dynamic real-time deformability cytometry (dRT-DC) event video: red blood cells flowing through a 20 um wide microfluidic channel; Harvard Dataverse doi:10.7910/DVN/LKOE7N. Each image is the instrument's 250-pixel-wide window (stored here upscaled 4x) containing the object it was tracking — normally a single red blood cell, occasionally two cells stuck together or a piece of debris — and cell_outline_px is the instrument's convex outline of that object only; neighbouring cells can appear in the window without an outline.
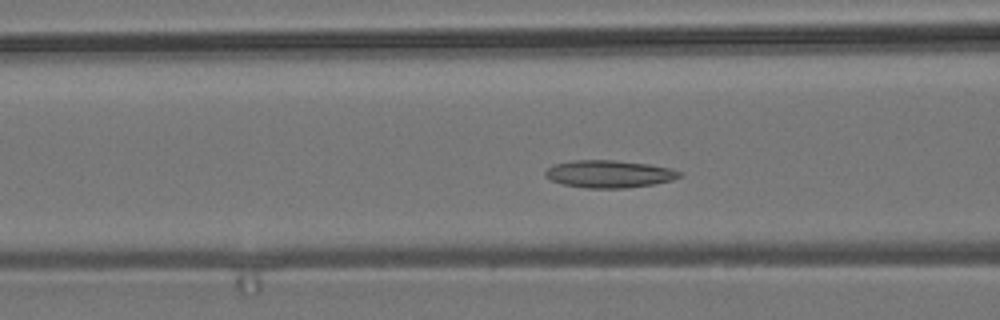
{"species": "common noctule bat (a hibernating species)", "species_latin": "Nyctalus noctula", "temperature_condition": "room temperature", "stored_images_in_passage": 51, "camera_frame_rate_fps": 3000, "um_per_image_px": 0.085, "animal": {"sex": "male", "body_mass_g": 19.2, "forearm_length_mm": 51.8}, "frame": {"image": 1, "passage_image": 17, "time_ms": 5.333, "image_size_px": [1000, 320], "cell_outline_px": [[684, 176], [672, 180], [652, 184], [624, 188], [584, 188], [564, 184], [552, 180], [544, 176], [544, 172], [548, 168], [556, 164], [572, 160], [612, 160], [648, 164], [672, 168], [684, 172]], "centroid_in_image_um": [51.82, 14.78], "position_along_channel_um": 114.8, "area_um2": 21.5}}
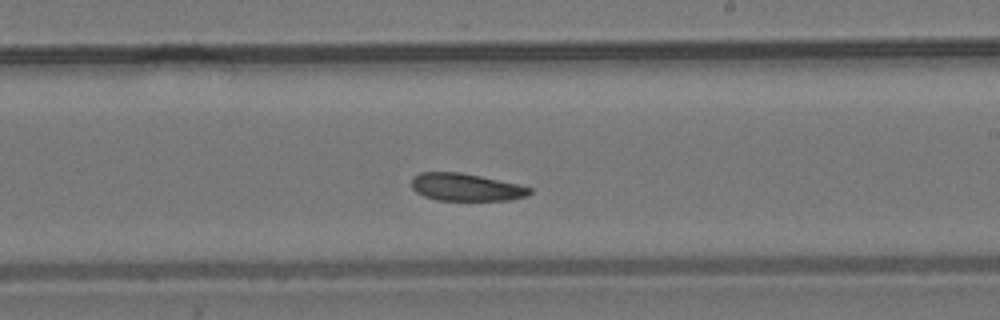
{"frame": {"image": 2, "passage_image": 28, "time_ms": 9.0, "image_size_px": [1000, 320], "cell_outline_px": [[532, 192], [528, 196], [508, 200], [436, 200], [424, 196], [416, 192], [412, 188], [412, 176], [420, 172], [460, 172], [520, 184], [532, 188]], "centroid_in_image_um": [39.61, 15.91], "position_along_channel_um": 249.4, "area_um2": 19.07}}
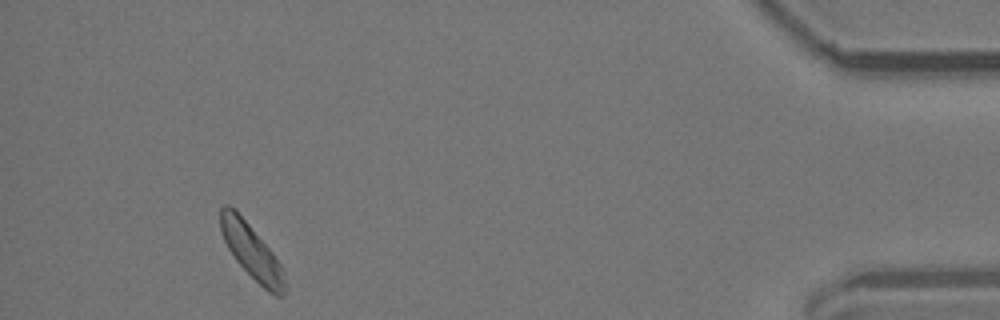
{"frame": {"image": 3, "passage_image": 47, "time_ms": 15.333, "image_size_px": [1000, 320], "cell_outline_px": [[288, 292], [284, 296], [276, 296], [268, 292], [236, 260], [228, 248], [220, 232], [220, 208], [224, 204], [228, 204], [248, 224], [272, 252], [280, 264], [288, 288]], "centroid_in_image_um": [21.41, 21.43], "position_along_channel_um": 413.8, "area_um2": 20.06}, "authors_computed_cell_mechanics": {"area_um2": 20.1722, "velocity_mm_per_s": 3.6688, "shape_relaxation_time_tau1_ms": 10.0621, "shape_relaxation_time_tau2_ms": null, "deformation_change_tau1": 0.1644, "deformation_change_tau2": null}}